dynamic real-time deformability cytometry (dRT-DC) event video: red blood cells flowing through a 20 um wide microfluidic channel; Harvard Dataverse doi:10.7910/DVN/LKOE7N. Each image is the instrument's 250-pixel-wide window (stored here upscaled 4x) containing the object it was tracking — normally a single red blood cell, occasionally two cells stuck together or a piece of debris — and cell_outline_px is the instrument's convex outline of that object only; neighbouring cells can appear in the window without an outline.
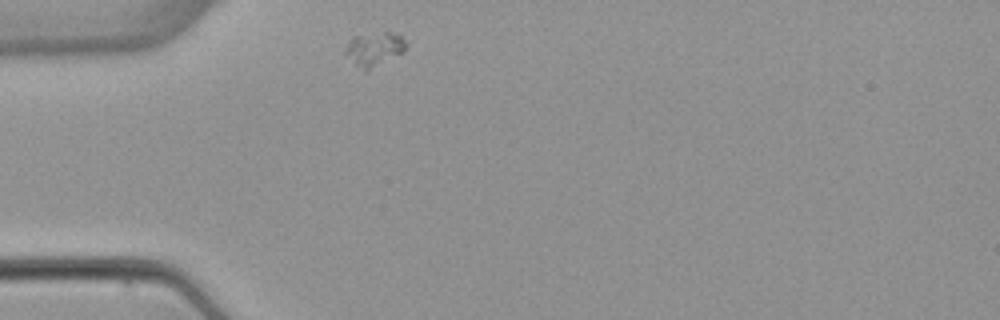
{"species": "common noctule bat (a hibernating species)", "species_latin": "Nyctalus noctula", "temperature_condition": "warm", "stored_images_in_passage": 1, "camera_frame_rate_fps": 3000, "um_per_image_px": 0.085, "animal": {"sex": "female", "body_mass_g": 22.7, "forearm_length_mm": 54.2}, "frame": {"image": 1, "passage_image": 1, "time_ms": 0.0, "image_size_px": [1000, 320], "cell_outline_px": [[408, 44], [404, 52], [368, 72], [364, 72], [344, 52], [344, 48], [348, 40], [352, 36], [384, 32], [388, 32], [400, 36]], "centroid_in_image_um": [31.81, 4.19], "position_along_channel_um": 53.2, "area_um2": 12.14}}